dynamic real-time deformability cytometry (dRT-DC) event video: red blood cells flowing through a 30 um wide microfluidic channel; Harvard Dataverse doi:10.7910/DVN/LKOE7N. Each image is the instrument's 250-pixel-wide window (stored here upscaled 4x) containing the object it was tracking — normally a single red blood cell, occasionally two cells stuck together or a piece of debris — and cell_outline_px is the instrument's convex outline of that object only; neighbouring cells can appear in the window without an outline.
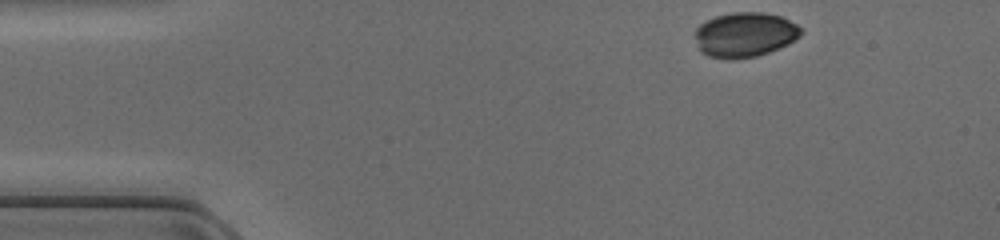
{"species": "common noctule bat (a hibernating species)", "species_latin": "Nyctalus noctula", "temperature_condition": "cold", "stored_images_in_passage": 42, "camera_frame_rate_fps": 3000, "um_per_image_px": 0.085, "animal": {"sex": "female", "body_mass_g": 17.0, "forearm_length_mm": 48.0}, "frame": {"image": 1, "passage_image": 1, "time_ms": 0.0, "image_size_px": [1000, 240], "cell_outline_px": [[804, 32], [800, 36], [788, 44], [768, 52], [756, 56], [732, 60], [728, 60], [708, 56], [700, 52], [696, 36], [696, 28], [700, 24], [716, 16], [732, 12], [760, 12], [780, 16], [796, 24]], "centroid_in_image_um": [63.31, 2.96], "position_along_channel_um": 21.7, "area_um2": 27.57}}
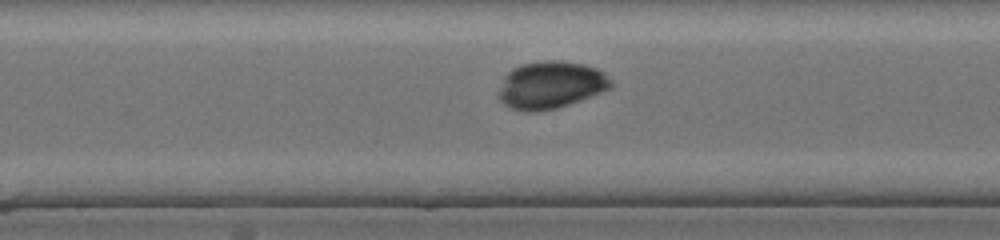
{"frame": {"image": 2, "passage_image": 19, "time_ms": 6.0, "image_size_px": [1000, 240], "cell_outline_px": [[612, 88], [580, 100], [556, 108], [536, 112], [524, 112], [512, 108], [504, 104], [496, 96], [504, 76], [512, 68], [520, 64], [552, 60], [556, 60], [584, 64], [596, 68], [604, 72], [612, 80]], "centroid_in_image_um": [46.79, 7.23], "position_along_channel_um": 201.4, "area_um2": 31.1}}
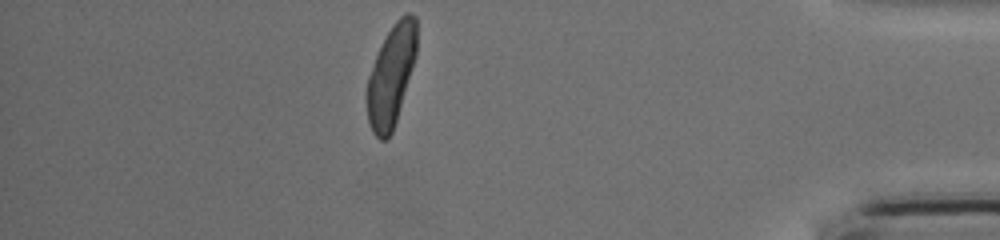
{"frame": {"image": 3, "passage_image": 36, "time_ms": 11.667, "image_size_px": [1000, 240], "cell_outline_px": [[416, 56], [396, 120], [392, 132], [388, 140], [380, 140], [372, 132], [368, 124], [368, 76], [376, 56], [392, 24], [404, 12], [408, 12], [416, 16]], "centroid_in_image_um": [33.26, 6.42], "position_along_channel_um": 401.9, "area_um2": 28.78}}